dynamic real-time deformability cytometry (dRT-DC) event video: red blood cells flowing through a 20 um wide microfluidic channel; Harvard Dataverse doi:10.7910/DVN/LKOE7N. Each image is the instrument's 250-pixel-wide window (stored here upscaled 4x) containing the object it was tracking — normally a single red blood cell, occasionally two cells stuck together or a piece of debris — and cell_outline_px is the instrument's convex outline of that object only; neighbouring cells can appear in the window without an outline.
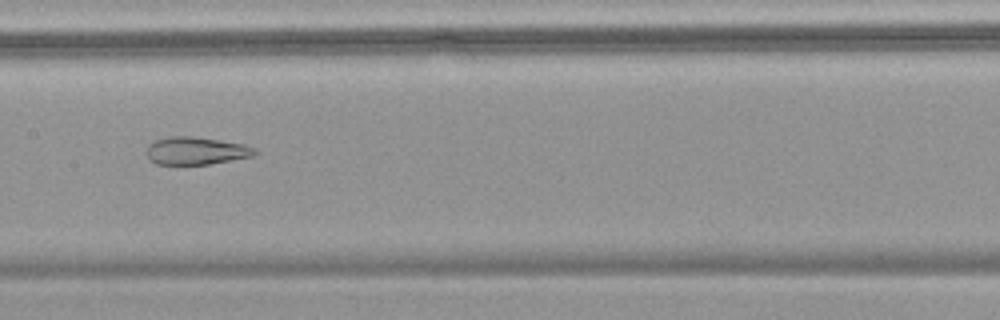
{"species": "common noctule bat (a hibernating species)", "species_latin": "Nyctalus noctula", "temperature_condition": "warm", "stored_images_in_passage": 65, "camera_frame_rate_fps": 3000, "um_per_image_px": 0.085, "animal": {"sex": "female", "body_mass_g": 18.4}, "frame": {"image": 1, "passage_image": 34, "time_ms": 11.0, "image_size_px": [1000, 320], "cell_outline_px": [[260, 152], [252, 156], [232, 160], [208, 164], [156, 164], [148, 160], [148, 144], [156, 140], [168, 136], [192, 136], [220, 140], [244, 144]], "centroid_in_image_um": [16.66, 12.81], "position_along_channel_um": 190.7, "area_um2": 17.4}}
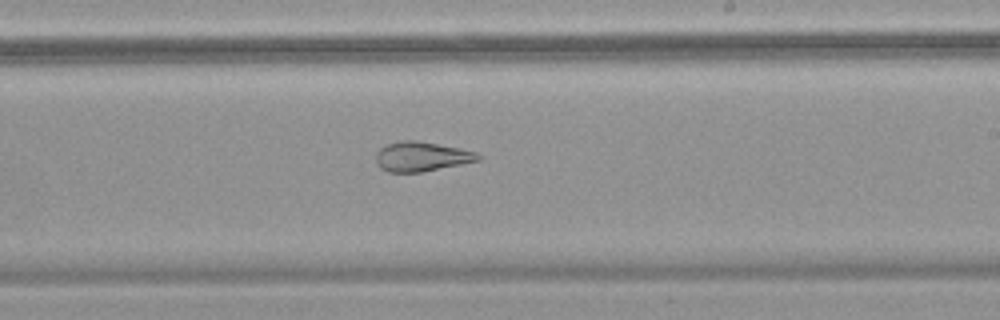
{"frame": {"image": 2, "passage_image": 40, "time_ms": 13.0, "image_size_px": [1000, 320], "cell_outline_px": [[484, 156], [480, 160], [420, 172], [388, 172], [380, 168], [376, 164], [376, 152], [380, 148], [388, 144], [404, 140], [416, 140], [460, 148], [476, 152]], "centroid_in_image_um": [35.83, 13.3], "position_along_channel_um": 253.2, "area_um2": 17.57}}
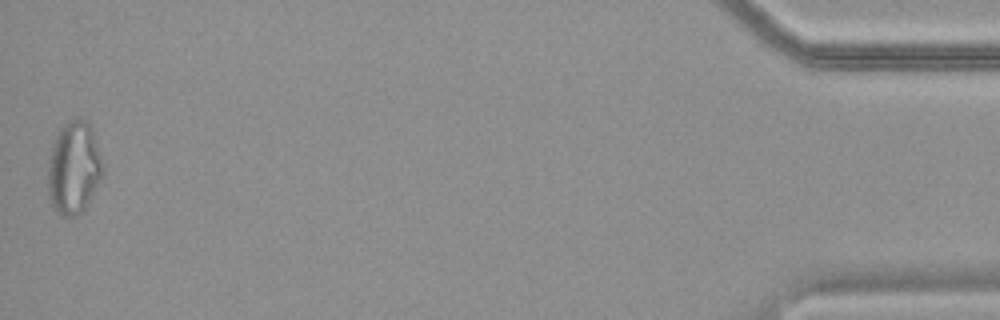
{"frame": {"image": 3, "passage_image": 65, "time_ms": 21.333, "image_size_px": [1000, 320], "cell_outline_px": [[104, 172], [84, 212], [76, 216], [60, 216], [52, 208], [48, 196], [48, 156], [52, 144], [60, 128], [68, 120], [88, 120], [92, 128], [104, 164]], "centroid_in_image_um": [6.27, 14.3], "position_along_channel_um": 428.9, "area_um2": 30.23}}